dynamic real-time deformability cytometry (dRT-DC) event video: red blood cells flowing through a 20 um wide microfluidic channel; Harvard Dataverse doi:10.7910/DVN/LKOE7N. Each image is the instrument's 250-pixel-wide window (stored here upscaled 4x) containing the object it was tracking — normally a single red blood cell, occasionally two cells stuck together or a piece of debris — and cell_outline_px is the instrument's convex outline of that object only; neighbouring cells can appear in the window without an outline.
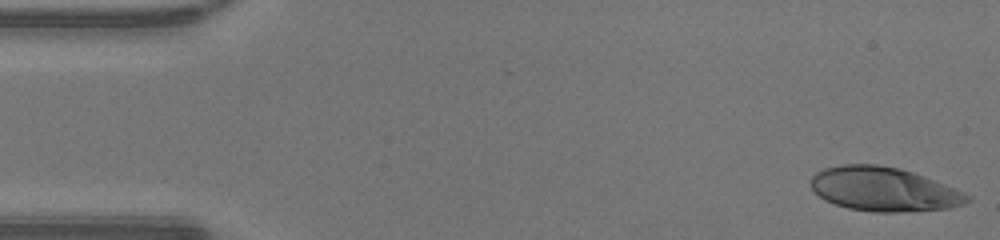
{"species": "human", "species_latin": "Homo sapiens", "temperature_condition": "warm", "stored_images_in_passage": 46, "camera_frame_rate_fps": 3000, "um_per_image_px": 0.085, "donor": {"sex": "male"}, "frame": {"image": 1, "passage_image": 1, "time_ms": 0.0, "image_size_px": [1000, 240], "cell_outline_px": [[972, 200], [964, 204], [948, 208], [900, 212], [872, 212], [848, 208], [824, 200], [812, 192], [808, 184], [812, 176], [816, 172], [824, 168], [840, 164], [876, 164], [900, 168], [924, 176], [964, 192], [972, 196]], "centroid_in_image_um": [75.07, 16.08], "position_along_channel_um": 9.9, "area_um2": 40.52}}
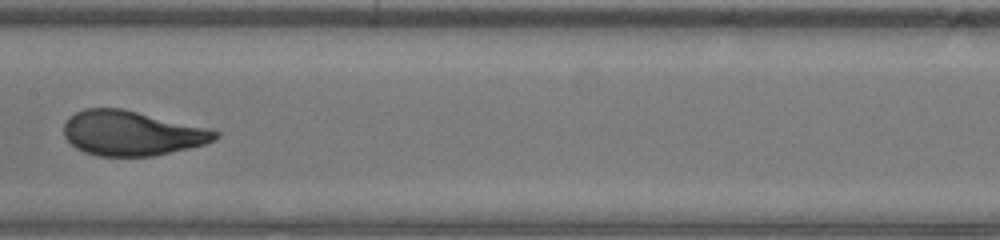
{"frame": {"image": 2, "passage_image": 23, "time_ms": 7.333, "image_size_px": [1000, 240], "cell_outline_px": [[220, 136], [216, 140], [204, 144], [188, 148], [152, 156], [96, 156], [84, 152], [76, 148], [64, 136], [64, 124], [76, 112], [84, 108], [120, 108], [212, 128], [220, 132]], "centroid_in_image_um": [11.24, 11.32], "position_along_channel_um": 196.2, "area_um2": 39.54}}
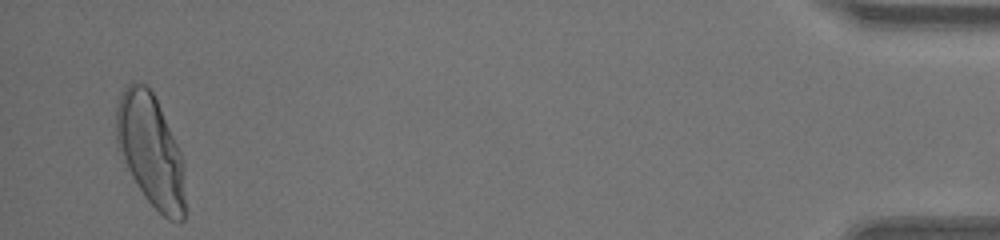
{"frame": {"image": 3, "passage_image": 45, "time_ms": 14.667, "image_size_px": [1000, 240], "cell_outline_px": [[184, 220], [180, 224], [168, 220], [144, 196], [132, 176], [116, 144], [116, 104], [124, 88], [132, 80], [136, 80], [144, 84], [152, 92], [160, 108], [184, 160]], "centroid_in_image_um": [12.8, 12.79], "position_along_channel_um": 422.4, "area_um2": 44.8}, "authors_computed_cell_mechanics": {"area_um2": 39.7664, "velocity_mm_per_s": 4.3427, "shape_relaxation_time_tau1_ms": 4.0022, "shape_relaxation_time_tau2_ms": null, "deformation_change_tau1": 0.2424, "deformation_change_tau2": null}}